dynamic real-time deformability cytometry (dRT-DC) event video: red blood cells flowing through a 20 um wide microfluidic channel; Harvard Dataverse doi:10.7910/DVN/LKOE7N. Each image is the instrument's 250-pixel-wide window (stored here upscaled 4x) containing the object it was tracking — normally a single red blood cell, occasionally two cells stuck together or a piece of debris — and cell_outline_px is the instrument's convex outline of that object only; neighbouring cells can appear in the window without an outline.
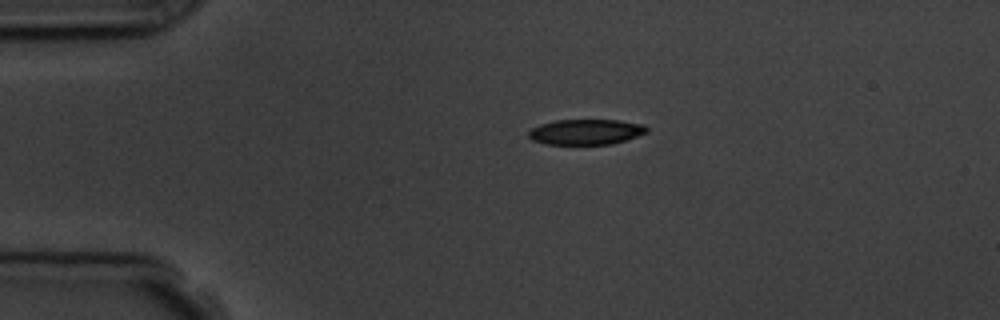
{"species": "common noctule bat (a hibernating species)", "species_latin": "Nyctalus noctula", "temperature_condition": "room temperature", "stored_images_in_passage": 2, "camera_frame_rate_fps": 3000, "um_per_image_px": 0.085, "animal": {"sex": "male", "body_mass_g": 19.5, "forearm_length_mm": 54.6}, "frame": {"image": 1, "passage_image": 1, "time_ms": 0.0, "image_size_px": [1000, 320], "cell_outline_px": [[648, 132], [612, 144], [544, 144], [532, 140], [528, 136], [528, 132], [532, 128], [540, 124], [556, 120], [616, 120], [644, 124], [648, 128]], "centroid_in_image_um": [49.79, 11.21], "position_along_channel_um": 35.2, "area_um2": 17.46}}